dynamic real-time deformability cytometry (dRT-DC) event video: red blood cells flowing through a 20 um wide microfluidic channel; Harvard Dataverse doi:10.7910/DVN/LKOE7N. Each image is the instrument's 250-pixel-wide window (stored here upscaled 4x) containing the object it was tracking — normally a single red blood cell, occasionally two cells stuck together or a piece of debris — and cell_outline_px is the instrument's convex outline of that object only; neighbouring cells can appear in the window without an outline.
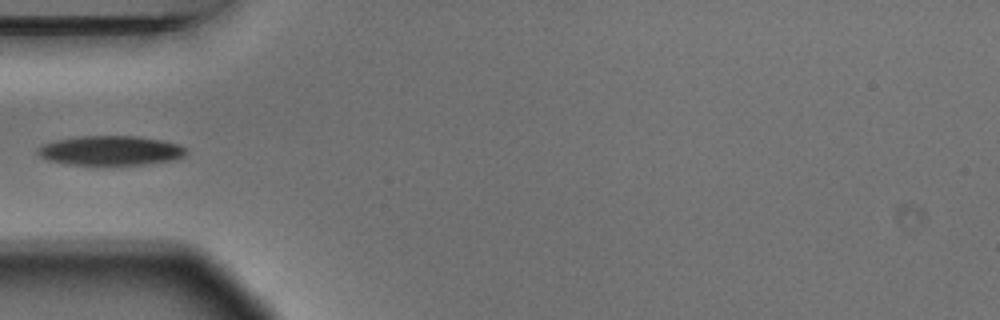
{"species": "Egyptian fruit bat (a non-hibernating species)", "species_latin": "Rousettus aegyptiacus", "temperature_condition": "warm", "stored_images_in_passage": 3, "camera_frame_rate_fps": 3000, "um_per_image_px": 0.085, "animal": {"sex": "male"}, "frame": {"image": 1, "passage_image": 3, "time_ms": 0.667, "image_size_px": [1000, 320], "cell_outline_px": [[188, 152], [184, 156], [176, 160], [144, 164], [64, 164], [48, 160], [40, 156], [36, 152], [36, 148], [40, 144], [56, 140], [80, 136], [136, 136], [160, 140], [180, 144]], "centroid_in_image_um": [9.38, 12.79], "position_along_channel_um": 75.6, "area_um2": 25.55}}